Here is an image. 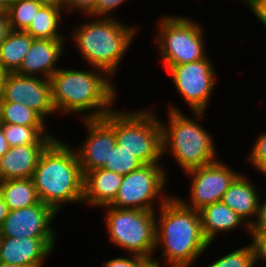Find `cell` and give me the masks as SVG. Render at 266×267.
I'll return each instance as SVG.
<instances>
[{"instance_id": "cell-1", "label": "cell", "mask_w": 266, "mask_h": 267, "mask_svg": "<svg viewBox=\"0 0 266 267\" xmlns=\"http://www.w3.org/2000/svg\"><path fill=\"white\" fill-rule=\"evenodd\" d=\"M110 78L98 68L92 71L59 68L49 79L56 113H82V120L103 118L114 109L112 104L117 95ZM84 112L88 114L84 116Z\"/></svg>"}, {"instance_id": "cell-2", "label": "cell", "mask_w": 266, "mask_h": 267, "mask_svg": "<svg viewBox=\"0 0 266 267\" xmlns=\"http://www.w3.org/2000/svg\"><path fill=\"white\" fill-rule=\"evenodd\" d=\"M159 210L155 233L156 250L162 246L161 260L166 267H190L211 245L203 234L199 211L186 207L175 196Z\"/></svg>"}, {"instance_id": "cell-3", "label": "cell", "mask_w": 266, "mask_h": 267, "mask_svg": "<svg viewBox=\"0 0 266 267\" xmlns=\"http://www.w3.org/2000/svg\"><path fill=\"white\" fill-rule=\"evenodd\" d=\"M32 181L39 200L56 213L62 204L83 203L84 176L75 148L59 138L41 154Z\"/></svg>"}, {"instance_id": "cell-4", "label": "cell", "mask_w": 266, "mask_h": 267, "mask_svg": "<svg viewBox=\"0 0 266 267\" xmlns=\"http://www.w3.org/2000/svg\"><path fill=\"white\" fill-rule=\"evenodd\" d=\"M134 26H127L114 17H96L78 26L72 38L89 66L115 77L120 62L137 34L138 28Z\"/></svg>"}, {"instance_id": "cell-5", "label": "cell", "mask_w": 266, "mask_h": 267, "mask_svg": "<svg viewBox=\"0 0 266 267\" xmlns=\"http://www.w3.org/2000/svg\"><path fill=\"white\" fill-rule=\"evenodd\" d=\"M168 107V125L160 120L162 154L171 152L184 172L216 161L217 150L212 135L198 123L205 112H194L196 118H188L174 105Z\"/></svg>"}, {"instance_id": "cell-6", "label": "cell", "mask_w": 266, "mask_h": 267, "mask_svg": "<svg viewBox=\"0 0 266 267\" xmlns=\"http://www.w3.org/2000/svg\"><path fill=\"white\" fill-rule=\"evenodd\" d=\"M150 109H116L115 137L116 143L134 154L142 164H159L163 156L162 128L157 114Z\"/></svg>"}, {"instance_id": "cell-7", "label": "cell", "mask_w": 266, "mask_h": 267, "mask_svg": "<svg viewBox=\"0 0 266 267\" xmlns=\"http://www.w3.org/2000/svg\"><path fill=\"white\" fill-rule=\"evenodd\" d=\"M106 212L109 240L123 250L152 261L156 252L155 211L102 207ZM107 208V209H106Z\"/></svg>"}, {"instance_id": "cell-8", "label": "cell", "mask_w": 266, "mask_h": 267, "mask_svg": "<svg viewBox=\"0 0 266 267\" xmlns=\"http://www.w3.org/2000/svg\"><path fill=\"white\" fill-rule=\"evenodd\" d=\"M155 42L164 65H178L205 59L202 27L184 16H162ZM205 51V52H204Z\"/></svg>"}, {"instance_id": "cell-9", "label": "cell", "mask_w": 266, "mask_h": 267, "mask_svg": "<svg viewBox=\"0 0 266 267\" xmlns=\"http://www.w3.org/2000/svg\"><path fill=\"white\" fill-rule=\"evenodd\" d=\"M165 171L160 164H143L123 175L117 196L109 206L155 211L154 203L158 198L160 206L170 198L164 191L168 179Z\"/></svg>"}, {"instance_id": "cell-10", "label": "cell", "mask_w": 266, "mask_h": 267, "mask_svg": "<svg viewBox=\"0 0 266 267\" xmlns=\"http://www.w3.org/2000/svg\"><path fill=\"white\" fill-rule=\"evenodd\" d=\"M213 64L207 56L205 59L190 63L164 66L191 112L207 111L216 84Z\"/></svg>"}, {"instance_id": "cell-11", "label": "cell", "mask_w": 266, "mask_h": 267, "mask_svg": "<svg viewBox=\"0 0 266 267\" xmlns=\"http://www.w3.org/2000/svg\"><path fill=\"white\" fill-rule=\"evenodd\" d=\"M192 179L190 202L178 198L186 207L199 211L203 207L222 201L224 193L241 174L221 161L194 168L185 172Z\"/></svg>"}, {"instance_id": "cell-12", "label": "cell", "mask_w": 266, "mask_h": 267, "mask_svg": "<svg viewBox=\"0 0 266 267\" xmlns=\"http://www.w3.org/2000/svg\"><path fill=\"white\" fill-rule=\"evenodd\" d=\"M82 121L88 136L75 152L84 176L92 170L103 168L109 162L111 149L116 145L115 108L103 118Z\"/></svg>"}, {"instance_id": "cell-13", "label": "cell", "mask_w": 266, "mask_h": 267, "mask_svg": "<svg viewBox=\"0 0 266 267\" xmlns=\"http://www.w3.org/2000/svg\"><path fill=\"white\" fill-rule=\"evenodd\" d=\"M0 101L24 104L37 112L44 120L56 113L52 101L50 80L42 77L7 73Z\"/></svg>"}, {"instance_id": "cell-14", "label": "cell", "mask_w": 266, "mask_h": 267, "mask_svg": "<svg viewBox=\"0 0 266 267\" xmlns=\"http://www.w3.org/2000/svg\"><path fill=\"white\" fill-rule=\"evenodd\" d=\"M58 214L42 203L9 210L0 228V237L58 238L51 223Z\"/></svg>"}, {"instance_id": "cell-15", "label": "cell", "mask_w": 266, "mask_h": 267, "mask_svg": "<svg viewBox=\"0 0 266 267\" xmlns=\"http://www.w3.org/2000/svg\"><path fill=\"white\" fill-rule=\"evenodd\" d=\"M56 238L0 237V262L24 267H42Z\"/></svg>"}, {"instance_id": "cell-16", "label": "cell", "mask_w": 266, "mask_h": 267, "mask_svg": "<svg viewBox=\"0 0 266 267\" xmlns=\"http://www.w3.org/2000/svg\"><path fill=\"white\" fill-rule=\"evenodd\" d=\"M64 42L66 40L34 39L30 50L15 73L50 79L59 69L56 64L65 52Z\"/></svg>"}, {"instance_id": "cell-17", "label": "cell", "mask_w": 266, "mask_h": 267, "mask_svg": "<svg viewBox=\"0 0 266 267\" xmlns=\"http://www.w3.org/2000/svg\"><path fill=\"white\" fill-rule=\"evenodd\" d=\"M50 144L12 146L0 158V181L32 178L41 154Z\"/></svg>"}, {"instance_id": "cell-18", "label": "cell", "mask_w": 266, "mask_h": 267, "mask_svg": "<svg viewBox=\"0 0 266 267\" xmlns=\"http://www.w3.org/2000/svg\"><path fill=\"white\" fill-rule=\"evenodd\" d=\"M123 175L104 168L92 170L84 175L83 203L90 206H109L117 196Z\"/></svg>"}, {"instance_id": "cell-19", "label": "cell", "mask_w": 266, "mask_h": 267, "mask_svg": "<svg viewBox=\"0 0 266 267\" xmlns=\"http://www.w3.org/2000/svg\"><path fill=\"white\" fill-rule=\"evenodd\" d=\"M199 214L203 234L209 243L215 240L218 233L230 232L239 228V226L241 227L242 224H244L247 233H249L247 223L222 201L203 207L199 210Z\"/></svg>"}, {"instance_id": "cell-20", "label": "cell", "mask_w": 266, "mask_h": 267, "mask_svg": "<svg viewBox=\"0 0 266 267\" xmlns=\"http://www.w3.org/2000/svg\"><path fill=\"white\" fill-rule=\"evenodd\" d=\"M240 174L224 193L222 202L235 211L249 226L256 216L259 204V191L249 178ZM253 216V217H252ZM247 219V220H246ZM248 221V222H247Z\"/></svg>"}, {"instance_id": "cell-21", "label": "cell", "mask_w": 266, "mask_h": 267, "mask_svg": "<svg viewBox=\"0 0 266 267\" xmlns=\"http://www.w3.org/2000/svg\"><path fill=\"white\" fill-rule=\"evenodd\" d=\"M63 10L65 9L61 3L46 2L25 32L34 39L65 40V36L58 31L61 22L64 21L62 20Z\"/></svg>"}, {"instance_id": "cell-22", "label": "cell", "mask_w": 266, "mask_h": 267, "mask_svg": "<svg viewBox=\"0 0 266 267\" xmlns=\"http://www.w3.org/2000/svg\"><path fill=\"white\" fill-rule=\"evenodd\" d=\"M34 38L24 31L11 30L0 44V64L8 73L15 72L30 50Z\"/></svg>"}, {"instance_id": "cell-23", "label": "cell", "mask_w": 266, "mask_h": 267, "mask_svg": "<svg viewBox=\"0 0 266 267\" xmlns=\"http://www.w3.org/2000/svg\"><path fill=\"white\" fill-rule=\"evenodd\" d=\"M0 194L9 210L26 208L40 202L32 178L0 181Z\"/></svg>"}, {"instance_id": "cell-24", "label": "cell", "mask_w": 266, "mask_h": 267, "mask_svg": "<svg viewBox=\"0 0 266 267\" xmlns=\"http://www.w3.org/2000/svg\"><path fill=\"white\" fill-rule=\"evenodd\" d=\"M3 134L9 146L29 144H51L55 135L46 132L47 126H23L1 123Z\"/></svg>"}, {"instance_id": "cell-25", "label": "cell", "mask_w": 266, "mask_h": 267, "mask_svg": "<svg viewBox=\"0 0 266 267\" xmlns=\"http://www.w3.org/2000/svg\"><path fill=\"white\" fill-rule=\"evenodd\" d=\"M45 121L37 112L24 104L0 101V123L23 126H46Z\"/></svg>"}, {"instance_id": "cell-26", "label": "cell", "mask_w": 266, "mask_h": 267, "mask_svg": "<svg viewBox=\"0 0 266 267\" xmlns=\"http://www.w3.org/2000/svg\"><path fill=\"white\" fill-rule=\"evenodd\" d=\"M45 3L44 0H15L6 10L11 30L25 32Z\"/></svg>"}, {"instance_id": "cell-27", "label": "cell", "mask_w": 266, "mask_h": 267, "mask_svg": "<svg viewBox=\"0 0 266 267\" xmlns=\"http://www.w3.org/2000/svg\"><path fill=\"white\" fill-rule=\"evenodd\" d=\"M142 165L143 164L134 156V154L116 143L111 149L109 162H106L103 168L114 173L127 175Z\"/></svg>"}, {"instance_id": "cell-28", "label": "cell", "mask_w": 266, "mask_h": 267, "mask_svg": "<svg viewBox=\"0 0 266 267\" xmlns=\"http://www.w3.org/2000/svg\"><path fill=\"white\" fill-rule=\"evenodd\" d=\"M209 267H256V250L253 242L240 249L231 251L213 261Z\"/></svg>"}, {"instance_id": "cell-29", "label": "cell", "mask_w": 266, "mask_h": 267, "mask_svg": "<svg viewBox=\"0 0 266 267\" xmlns=\"http://www.w3.org/2000/svg\"><path fill=\"white\" fill-rule=\"evenodd\" d=\"M248 162L255 170L266 160V132H262L257 136L255 143L248 154Z\"/></svg>"}, {"instance_id": "cell-30", "label": "cell", "mask_w": 266, "mask_h": 267, "mask_svg": "<svg viewBox=\"0 0 266 267\" xmlns=\"http://www.w3.org/2000/svg\"><path fill=\"white\" fill-rule=\"evenodd\" d=\"M266 233V198L264 201L259 200L256 217L251 219L249 225L250 236H258Z\"/></svg>"}, {"instance_id": "cell-31", "label": "cell", "mask_w": 266, "mask_h": 267, "mask_svg": "<svg viewBox=\"0 0 266 267\" xmlns=\"http://www.w3.org/2000/svg\"><path fill=\"white\" fill-rule=\"evenodd\" d=\"M131 257H118L105 261L103 267H144L150 260L145 257L132 254Z\"/></svg>"}, {"instance_id": "cell-32", "label": "cell", "mask_w": 266, "mask_h": 267, "mask_svg": "<svg viewBox=\"0 0 266 267\" xmlns=\"http://www.w3.org/2000/svg\"><path fill=\"white\" fill-rule=\"evenodd\" d=\"M127 1V0H126ZM125 0H96V7L94 11L89 15L92 18L96 17H105L110 18L111 12L117 9L122 3L126 2Z\"/></svg>"}, {"instance_id": "cell-33", "label": "cell", "mask_w": 266, "mask_h": 267, "mask_svg": "<svg viewBox=\"0 0 266 267\" xmlns=\"http://www.w3.org/2000/svg\"><path fill=\"white\" fill-rule=\"evenodd\" d=\"M61 5L63 9L66 8L69 12L80 9L82 13L84 12V15L87 14L89 17L96 7V0H62Z\"/></svg>"}, {"instance_id": "cell-34", "label": "cell", "mask_w": 266, "mask_h": 267, "mask_svg": "<svg viewBox=\"0 0 266 267\" xmlns=\"http://www.w3.org/2000/svg\"><path fill=\"white\" fill-rule=\"evenodd\" d=\"M247 8L254 13L266 29V0H244Z\"/></svg>"}, {"instance_id": "cell-35", "label": "cell", "mask_w": 266, "mask_h": 267, "mask_svg": "<svg viewBox=\"0 0 266 267\" xmlns=\"http://www.w3.org/2000/svg\"><path fill=\"white\" fill-rule=\"evenodd\" d=\"M251 241L256 250V263L261 259L262 262L264 261L266 264V233L258 236H251Z\"/></svg>"}, {"instance_id": "cell-36", "label": "cell", "mask_w": 266, "mask_h": 267, "mask_svg": "<svg viewBox=\"0 0 266 267\" xmlns=\"http://www.w3.org/2000/svg\"><path fill=\"white\" fill-rule=\"evenodd\" d=\"M11 31L9 18L6 11L0 12V44Z\"/></svg>"}, {"instance_id": "cell-37", "label": "cell", "mask_w": 266, "mask_h": 267, "mask_svg": "<svg viewBox=\"0 0 266 267\" xmlns=\"http://www.w3.org/2000/svg\"><path fill=\"white\" fill-rule=\"evenodd\" d=\"M10 149L9 143L4 137L2 125L0 123V158Z\"/></svg>"}, {"instance_id": "cell-38", "label": "cell", "mask_w": 266, "mask_h": 267, "mask_svg": "<svg viewBox=\"0 0 266 267\" xmlns=\"http://www.w3.org/2000/svg\"><path fill=\"white\" fill-rule=\"evenodd\" d=\"M9 212L8 206L5 204L2 195L0 194V228L3 225L5 218Z\"/></svg>"}, {"instance_id": "cell-39", "label": "cell", "mask_w": 266, "mask_h": 267, "mask_svg": "<svg viewBox=\"0 0 266 267\" xmlns=\"http://www.w3.org/2000/svg\"><path fill=\"white\" fill-rule=\"evenodd\" d=\"M15 0H0V10L6 11Z\"/></svg>"}, {"instance_id": "cell-40", "label": "cell", "mask_w": 266, "mask_h": 267, "mask_svg": "<svg viewBox=\"0 0 266 267\" xmlns=\"http://www.w3.org/2000/svg\"><path fill=\"white\" fill-rule=\"evenodd\" d=\"M7 71L3 68V66L0 64V92L2 90V86L5 80V77L7 75Z\"/></svg>"}, {"instance_id": "cell-41", "label": "cell", "mask_w": 266, "mask_h": 267, "mask_svg": "<svg viewBox=\"0 0 266 267\" xmlns=\"http://www.w3.org/2000/svg\"><path fill=\"white\" fill-rule=\"evenodd\" d=\"M160 262L161 261H155V259H153L152 261H149L144 267H162Z\"/></svg>"}, {"instance_id": "cell-42", "label": "cell", "mask_w": 266, "mask_h": 267, "mask_svg": "<svg viewBox=\"0 0 266 267\" xmlns=\"http://www.w3.org/2000/svg\"><path fill=\"white\" fill-rule=\"evenodd\" d=\"M256 170L266 176V160Z\"/></svg>"}, {"instance_id": "cell-43", "label": "cell", "mask_w": 266, "mask_h": 267, "mask_svg": "<svg viewBox=\"0 0 266 267\" xmlns=\"http://www.w3.org/2000/svg\"><path fill=\"white\" fill-rule=\"evenodd\" d=\"M0 267H24V266L0 262Z\"/></svg>"}, {"instance_id": "cell-44", "label": "cell", "mask_w": 266, "mask_h": 267, "mask_svg": "<svg viewBox=\"0 0 266 267\" xmlns=\"http://www.w3.org/2000/svg\"><path fill=\"white\" fill-rule=\"evenodd\" d=\"M45 2H57V3H61L62 0H44Z\"/></svg>"}]
</instances>
